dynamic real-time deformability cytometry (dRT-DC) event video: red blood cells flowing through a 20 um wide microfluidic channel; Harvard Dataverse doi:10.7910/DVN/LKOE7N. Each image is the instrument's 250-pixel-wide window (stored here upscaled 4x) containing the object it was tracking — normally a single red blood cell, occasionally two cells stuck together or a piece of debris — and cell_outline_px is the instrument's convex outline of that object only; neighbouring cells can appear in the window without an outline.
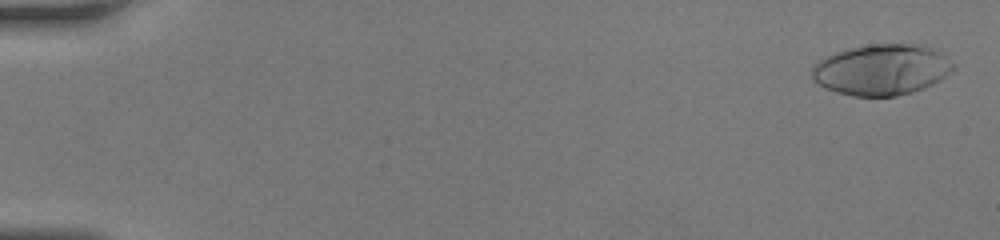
{"species": "human", "species_latin": "Homo sapiens", "temperature_condition": "room temperature", "stored_images_in_passage": 48, "camera_frame_rate_fps": 3000, "um_per_image_px": 0.085, "donor": {"sex": "female"}, "frame": {"image": 1, "passage_image": 2, "time_ms": 0.333, "image_size_px": [1000, 240], "cell_outline_px": [[956, 68], [952, 72], [940, 80], [924, 88], [912, 92], [896, 96], [852, 96], [836, 92], [824, 88], [816, 84], [812, 80], [812, 64], [836, 52], [848, 48], [868, 44], [924, 44], [940, 48]], "centroid_in_image_um": [74.97, 5.91], "position_along_channel_um": 10.0, "area_um2": 42.66}}
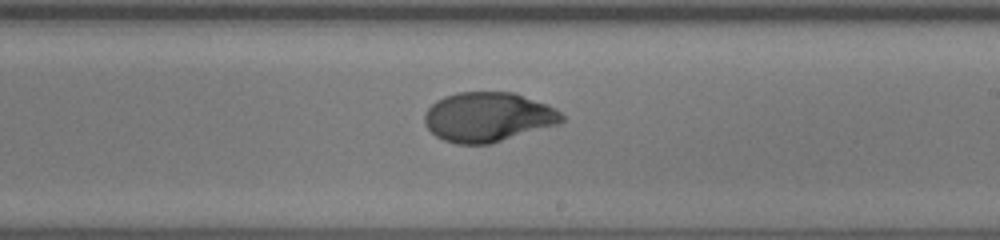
{"frame": {"image": 2, "passage_image": 30, "time_ms": 9.667, "image_size_px": [1000, 240], "cell_outline_px": [[564, 120], [560, 124], [492, 144], [456, 144], [444, 140], [436, 136], [424, 124], [424, 112], [436, 100], [444, 96], [456, 92], [516, 92], [556, 108], [564, 116]], "centroid_in_image_um": [41.49, 9.95], "position_along_channel_um": 247.5, "area_um2": 40.11}}
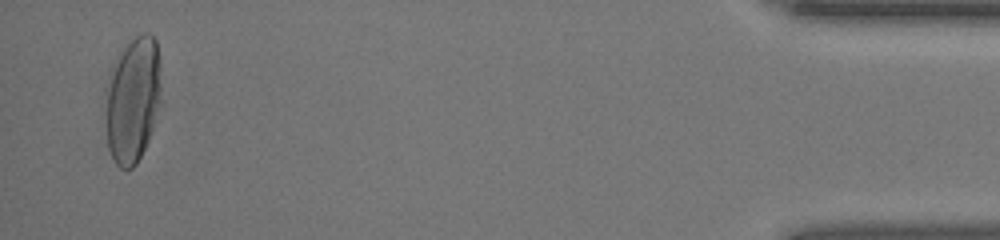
{"frame": {"image": 3, "passage_image": 47, "time_ms": 15.333, "image_size_px": [1000, 240], "cell_outline_px": [[160, 104], [148, 140], [136, 164], [132, 168], [120, 168], [116, 164], [108, 148], [108, 92], [116, 56], [136, 36], [144, 32], [148, 32], [156, 40], [160, 88]], "centroid_in_image_um": [11.32, 8.49], "position_along_channel_um": 423.9, "area_um2": 39.19}}